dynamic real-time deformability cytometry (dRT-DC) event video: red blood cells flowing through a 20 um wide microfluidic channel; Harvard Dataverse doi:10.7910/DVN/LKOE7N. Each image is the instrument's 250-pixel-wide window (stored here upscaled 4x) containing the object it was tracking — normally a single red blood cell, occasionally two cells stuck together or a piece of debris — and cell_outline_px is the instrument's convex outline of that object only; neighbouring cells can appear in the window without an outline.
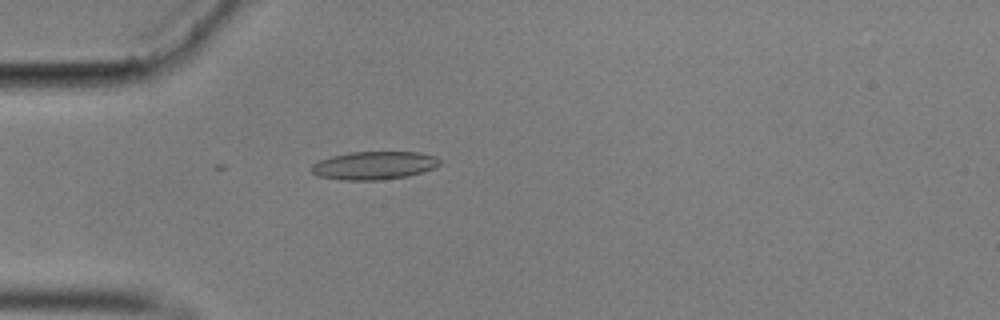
{"species": "common noctule bat (a hibernating species)", "species_latin": "Nyctalus noctula", "temperature_condition": "cold", "stored_images_in_passage": 3, "camera_frame_rate_fps": 3000, "um_per_image_px": 0.085, "animal": {"sex": "male", "body_mass_g": 17.9}, "frame": {"image": 1, "passage_image": 3, "time_ms": 0.667, "image_size_px": [1000, 320], "cell_outline_px": [[444, 160], [436, 168], [424, 172], [408, 176], [380, 180], [340, 180], [320, 176], [312, 172], [312, 164], [320, 160], [332, 156], [348, 152], [416, 152], [436, 156]], "centroid_in_image_um": [31.87, 14.06], "position_along_channel_um": 53.1, "area_um2": 21.21}}